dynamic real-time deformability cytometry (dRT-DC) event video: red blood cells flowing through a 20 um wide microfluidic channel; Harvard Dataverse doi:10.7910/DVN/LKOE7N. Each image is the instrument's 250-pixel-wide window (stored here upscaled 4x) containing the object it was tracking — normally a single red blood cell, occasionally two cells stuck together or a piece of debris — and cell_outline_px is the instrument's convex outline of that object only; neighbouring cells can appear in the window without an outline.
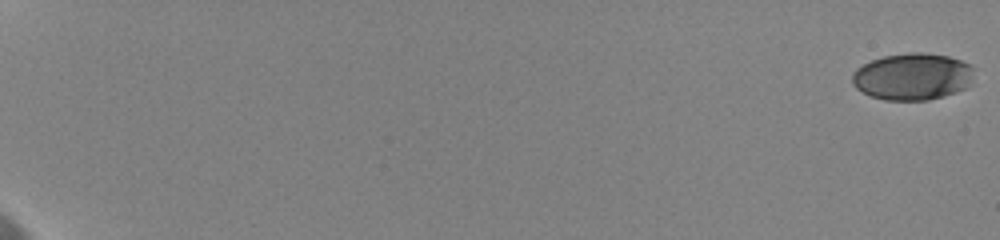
{"species": "human", "species_latin": "Homo sapiens", "temperature_condition": "cold", "stored_images_in_passage": 21, "camera_frame_rate_fps": 3000, "um_per_image_px": 0.085, "donor": {"sex": "female"}, "frame": {"image": 1, "passage_image": 1, "time_ms": 0.0, "image_size_px": [1000, 240], "cell_outline_px": [[972, 84], [968, 88], [944, 96], [928, 100], [884, 100], [872, 96], [856, 88], [852, 84], [852, 76], [856, 68], [872, 60], [884, 56], [912, 52], [920, 52], [948, 56], [960, 60], [968, 64], [972, 68]], "centroid_in_image_um": [77.58, 6.52], "position_along_channel_um": 7.4, "area_um2": 33.29}}
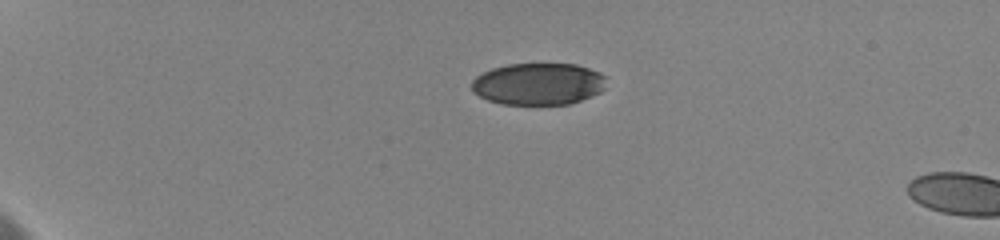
{"frame": {"image": 2, "passage_image": 17, "time_ms": 5.333, "image_size_px": [1000, 240], "cell_outline_px": [[608, 76], [604, 88], [600, 92], [592, 96], [568, 104], [500, 104], [488, 100], [472, 92], [472, 80], [476, 76], [492, 68], [508, 64], [576, 64], [600, 72]], "centroid_in_image_um": [45.77, 7.13], "position_along_channel_um": 39.2, "area_um2": 33.06}}